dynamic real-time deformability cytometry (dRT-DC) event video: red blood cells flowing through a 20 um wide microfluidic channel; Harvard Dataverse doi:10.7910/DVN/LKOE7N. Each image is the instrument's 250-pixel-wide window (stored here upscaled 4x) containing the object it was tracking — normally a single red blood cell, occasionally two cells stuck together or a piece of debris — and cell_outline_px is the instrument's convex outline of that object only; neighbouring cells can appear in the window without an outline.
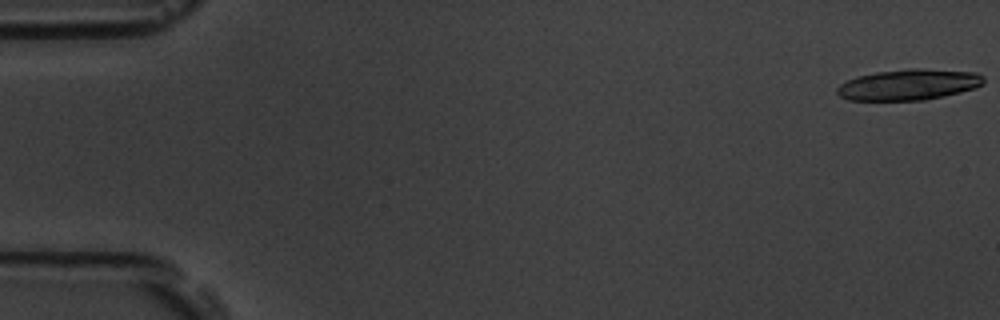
{"species": "common noctule bat (a hibernating species)", "species_latin": "Nyctalus noctula", "temperature_condition": "room temperature", "stored_images_in_passage": 20, "camera_frame_rate_fps": 3000, "um_per_image_px": 0.085, "animal": {"sex": "male", "body_mass_g": 19.5, "forearm_length_mm": 54.6}, "frame": {"image": 1, "passage_image": 1, "time_ms": 0.0, "image_size_px": [1000, 320], "cell_outline_px": [[984, 84], [976, 88], [960, 92], [924, 100], [848, 100], [840, 96], [836, 92], [836, 88], [840, 84], [856, 76], [876, 72], [908, 68], [920, 68], [976, 72], [984, 76]], "centroid_in_image_um": [77.25, 7.18], "position_along_channel_um": 7.8, "area_um2": 26.53}}